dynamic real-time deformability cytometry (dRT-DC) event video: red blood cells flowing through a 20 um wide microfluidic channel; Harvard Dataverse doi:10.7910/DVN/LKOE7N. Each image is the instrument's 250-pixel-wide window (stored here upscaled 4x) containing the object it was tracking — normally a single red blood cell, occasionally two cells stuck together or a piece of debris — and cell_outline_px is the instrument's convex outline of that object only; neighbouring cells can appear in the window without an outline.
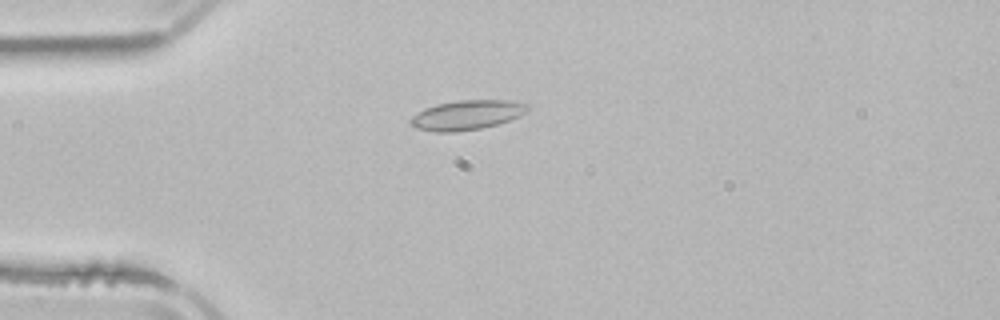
{"species": "common noctule bat (a hibernating species)", "species_latin": "Nyctalus noctula", "temperature_condition": "room temperature", "stored_images_in_passage": 2, "camera_frame_rate_fps": 3000, "um_per_image_px": 0.085, "animal": {"sex": "male", "body_mass_g": 21.5, "forearm_length_mm": 52.0}, "frame": {"image": 1, "passage_image": 2, "time_ms": 1.667, "image_size_px": [1000, 320], "cell_outline_px": [[532, 108], [528, 112], [520, 116], [496, 124], [480, 128], [456, 132], [436, 132], [416, 128], [408, 124], [408, 120], [416, 112], [424, 108], [436, 104], [456, 100], [512, 100], [528, 104]], "centroid_in_image_um": [39.67, 9.76], "position_along_channel_um": 45.3, "area_um2": 20.52}}